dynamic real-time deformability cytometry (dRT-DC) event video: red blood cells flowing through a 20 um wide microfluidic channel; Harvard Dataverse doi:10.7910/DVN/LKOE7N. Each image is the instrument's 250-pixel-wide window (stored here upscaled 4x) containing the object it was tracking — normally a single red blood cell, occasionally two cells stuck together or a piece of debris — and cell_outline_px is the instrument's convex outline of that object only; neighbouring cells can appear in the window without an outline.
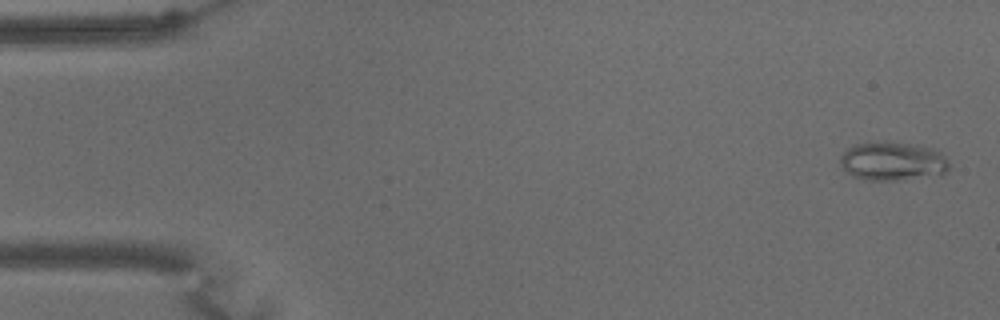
{"species": "common noctule bat (a hibernating species)", "species_latin": "Nyctalus noctula", "temperature_condition": "warm", "stored_images_in_passage": 60, "camera_frame_rate_fps": 3000, "um_per_image_px": 0.085, "animal": {"sex": "male", "body_mass_g": 15.6}, "frame": {"image": 1, "passage_image": 2, "time_ms": 0.333, "image_size_px": [1000, 320], "cell_outline_px": [[948, 168], [944, 172], [896, 180], [864, 180], [852, 176], [840, 164], [840, 156], [848, 148], [856, 144], [880, 140], [884, 140], [912, 144], [936, 148], [944, 156], [948, 164]], "centroid_in_image_um": [75.81, 13.66], "position_along_channel_um": 9.2, "area_um2": 24.39}}
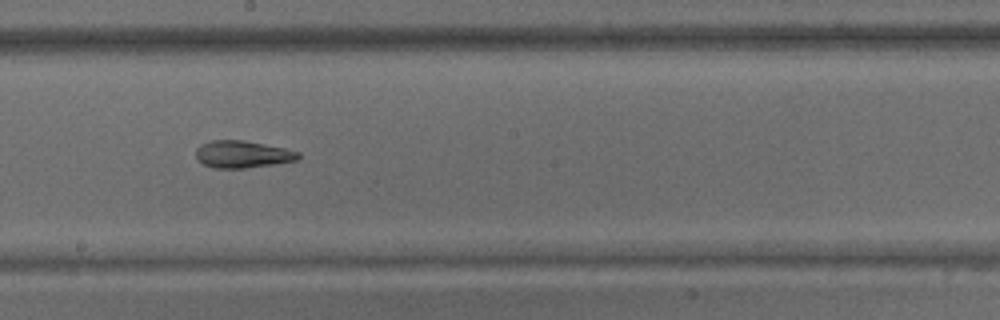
{"frame": {"image": 2, "passage_image": 33, "time_ms": 10.667, "image_size_px": [1000, 320], "cell_outline_px": [[300, 156], [296, 160], [272, 164], [244, 168], [216, 168], [204, 164], [196, 156], [196, 148], [200, 144], [208, 140], [244, 140], [284, 148], [300, 152]], "centroid_in_image_um": [20.59, 13.1], "position_along_channel_um": 227.6, "area_um2": 16.07}}
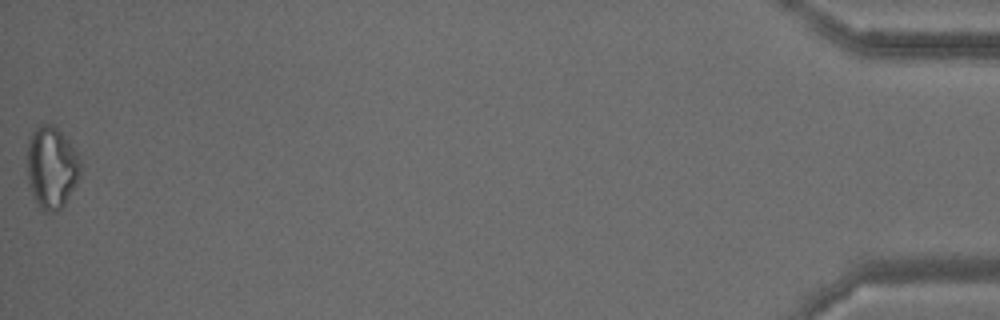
{"frame": {"image": 3, "passage_image": 60, "time_ms": 19.667, "image_size_px": [1000, 320], "cell_outline_px": [[80, 176], [64, 204], [56, 212], [44, 212], [40, 208], [28, 188], [28, 136], [40, 124], [52, 124], [68, 140], [76, 152], [80, 160]], "centroid_in_image_um": [4.36, 14.24], "position_along_channel_um": 430.8, "area_um2": 25.37}, "authors_computed_cell_mechanics": {"area_um2": 19.9988, "velocity_mm_per_s": 3.3488, "shape_relaxation_time_tau1_ms": null, "shape_relaxation_time_tau2_ms": 3.6876, "deformation_change_tau1": null, "deformation_change_tau2": 0.1053}}